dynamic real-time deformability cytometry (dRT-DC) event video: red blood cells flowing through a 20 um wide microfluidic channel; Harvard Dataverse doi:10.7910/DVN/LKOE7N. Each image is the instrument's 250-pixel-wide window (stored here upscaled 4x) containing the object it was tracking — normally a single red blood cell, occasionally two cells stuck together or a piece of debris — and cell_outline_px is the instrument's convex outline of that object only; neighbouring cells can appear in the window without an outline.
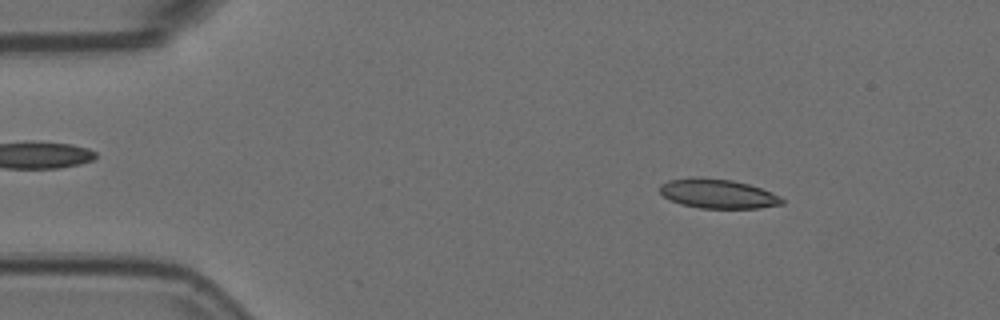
{"species": "Egyptian fruit bat (a non-hibernating species)", "species_latin": "Rousettus aegyptiacus", "temperature_condition": "room temperature", "stored_images_in_passage": 32, "camera_frame_rate_fps": 3000, "um_per_image_px": 0.085, "animal": {"sex": "female"}, "frame": {"image": 1, "passage_image": 7, "time_ms": 2.0, "image_size_px": [1000, 320], "cell_outline_px": [[784, 204], [760, 208], [700, 208], [680, 204], [664, 196], [660, 192], [660, 184], [668, 180], [700, 176], [732, 180], [748, 184], [760, 188], [780, 196], [784, 200]], "centroid_in_image_um": [61.01, 16.46], "position_along_channel_um": 24.0, "area_um2": 20.92}}
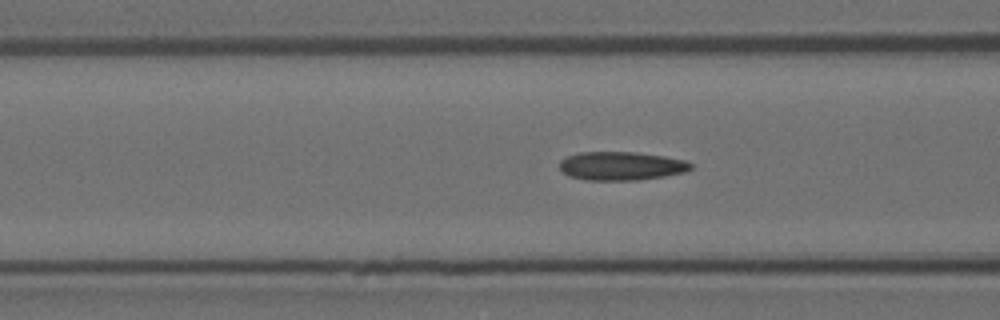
{"frame": {"image": 2, "passage_image": 20, "time_ms": 6.333, "image_size_px": [1000, 320], "cell_outline_px": [[692, 168], [684, 172], [664, 176], [640, 180], [584, 180], [568, 176], [560, 168], [560, 160], [568, 156], [580, 152], [636, 152], [664, 156], [684, 160], [692, 164]], "centroid_in_image_um": [52.79, 14.11], "position_along_channel_um": 113.8, "area_um2": 21.85}}
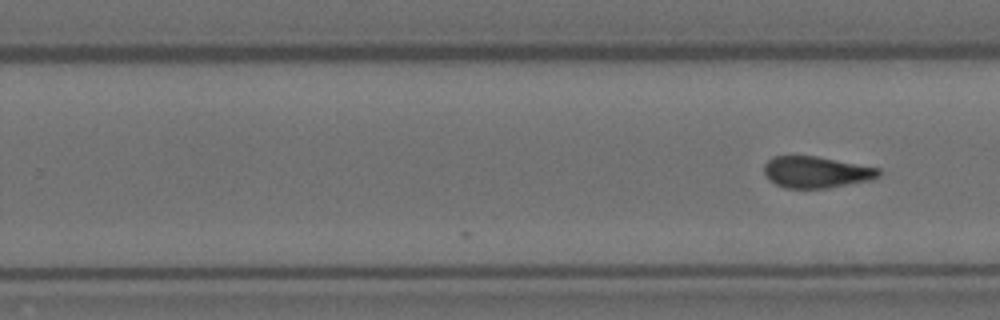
{"frame": {"image": 3, "passage_image": 32, "time_ms": 10.333, "image_size_px": [1000, 320], "cell_outline_px": [[880, 176], [868, 180], [828, 188], [784, 188], [768, 180], [764, 176], [764, 164], [772, 156], [816, 156], [880, 168]], "centroid_in_image_um": [69.33, 14.63], "position_along_channel_um": 260.5, "area_um2": 21.04}}